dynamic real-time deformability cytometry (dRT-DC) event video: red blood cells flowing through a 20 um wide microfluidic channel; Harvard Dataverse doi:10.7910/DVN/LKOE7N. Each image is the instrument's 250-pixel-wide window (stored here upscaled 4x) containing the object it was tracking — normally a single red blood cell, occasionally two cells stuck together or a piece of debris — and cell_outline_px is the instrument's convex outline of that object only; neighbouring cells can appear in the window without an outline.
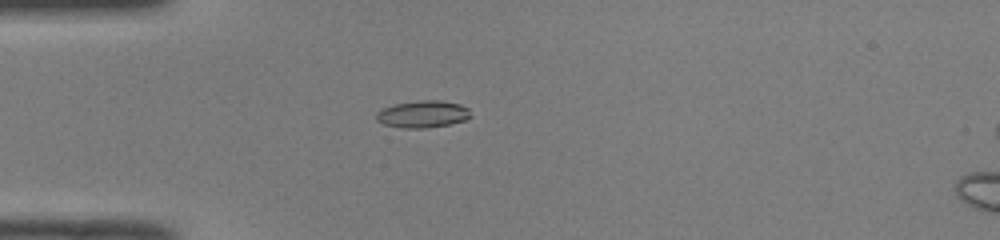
{"species": "common noctule bat (a hibernating species)", "species_latin": "Nyctalus noctula", "temperature_condition": "room temperature", "stored_images_in_passage": 38, "camera_frame_rate_fps": 3000, "um_per_image_px": 0.085, "animal": {"sex": "male", "body_mass_g": 19.0, "forearm_length_mm": 50.8}, "frame": {"image": 1, "passage_image": 1, "time_ms": 0.0, "image_size_px": [1000, 240], "cell_outline_px": [[472, 116], [464, 120], [448, 124], [424, 128], [404, 128], [384, 124], [376, 120], [376, 112], [384, 108], [396, 104], [420, 100], [440, 100], [460, 104], [468, 108]], "centroid_in_image_um": [35.94, 9.69], "position_along_channel_um": 49.1, "area_um2": 14.74}}
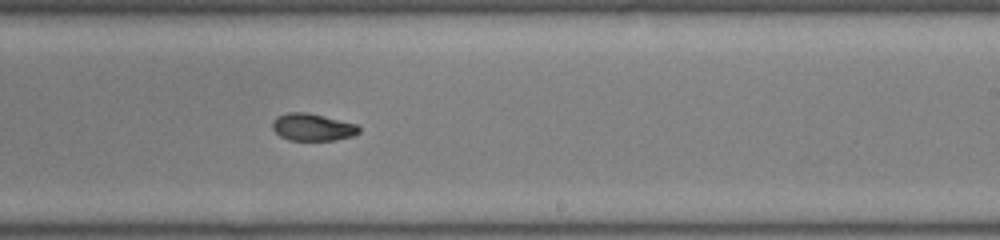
{"frame": {"image": 2, "passage_image": 18, "time_ms": 5.667, "image_size_px": [1000, 240], "cell_outline_px": [[360, 132], [352, 136], [336, 140], [288, 140], [280, 136], [272, 128], [272, 120], [276, 116], [288, 112], [308, 112], [356, 124], [360, 128]], "centroid_in_image_um": [26.54, 10.8], "position_along_channel_um": 262.5, "area_um2": 13.81}}
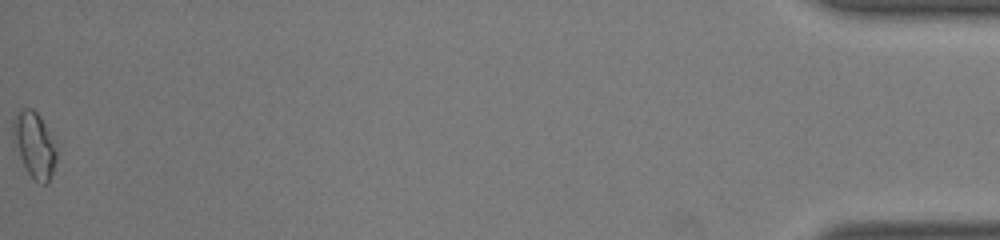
{"frame": {"image": 3, "passage_image": 38, "time_ms": 12.333, "image_size_px": [1000, 240], "cell_outline_px": [[60, 144], [56, 160], [48, 184], [40, 184], [28, 172], [12, 140], [12, 120], [20, 108], [32, 108], [40, 116]], "centroid_in_image_um": [2.97, 12.26], "position_along_channel_um": 432.2, "area_um2": 17.22}, "authors_computed_cell_mechanics": {"area_um2": 14.5078, "velocity_mm_per_s": 4.0105, "shape_relaxation_time_tau1_ms": 10.9705, "shape_relaxation_time_tau2_ms": 9.0115, "deformation_change_tau1": 0.2424, "deformation_change_tau2": 0.1135}}